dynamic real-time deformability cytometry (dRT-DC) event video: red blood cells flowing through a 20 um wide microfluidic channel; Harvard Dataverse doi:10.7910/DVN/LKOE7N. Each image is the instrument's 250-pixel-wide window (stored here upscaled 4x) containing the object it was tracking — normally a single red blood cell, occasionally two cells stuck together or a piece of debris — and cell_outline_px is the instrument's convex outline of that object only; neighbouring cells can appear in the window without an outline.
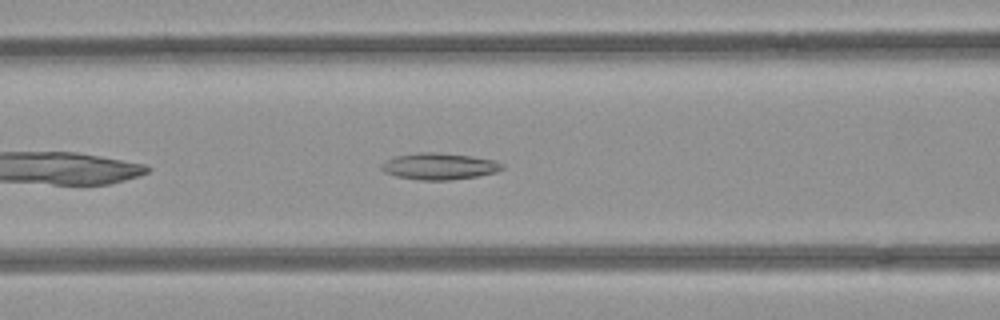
{"species": "common noctule bat (a hibernating species)", "species_latin": "Nyctalus noctula", "temperature_condition": "room temperature", "stored_images_in_passage": 42, "camera_frame_rate_fps": 3000, "um_per_image_px": 0.085, "animal": {"sex": "female", "body_mass_g": 21.9}, "frame": {"image": 1, "passage_image": 10, "time_ms": 3.0, "image_size_px": [1000, 320], "cell_outline_px": [[504, 168], [496, 172], [476, 176], [448, 180], [420, 180], [396, 176], [384, 172], [380, 168], [388, 160], [396, 156], [420, 152], [436, 152], [472, 156], [496, 160], [504, 164]], "centroid_in_image_um": [37.38, 14.13], "position_along_channel_um": 129.2, "area_um2": 18.55}}
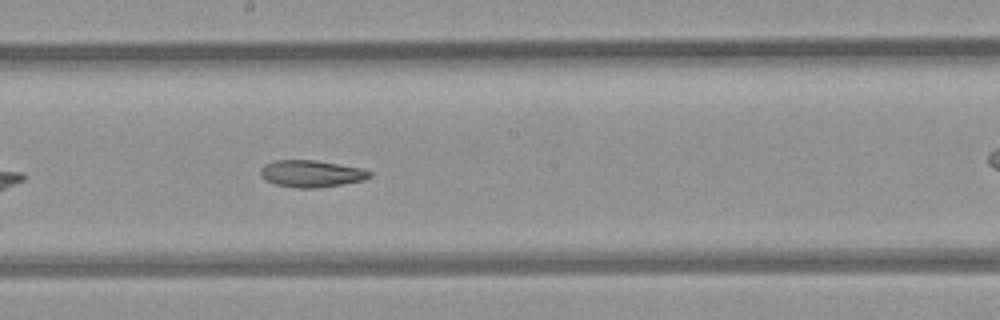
{"frame": {"image": 2, "passage_image": 17, "time_ms": 5.333, "image_size_px": [1000, 320], "cell_outline_px": [[372, 176], [364, 180], [316, 188], [300, 188], [276, 184], [264, 180], [260, 176], [260, 168], [264, 164], [276, 160], [316, 160], [360, 168], [372, 172]], "centroid_in_image_um": [26.43, 14.75], "position_along_channel_um": 221.8, "area_um2": 17.05}}
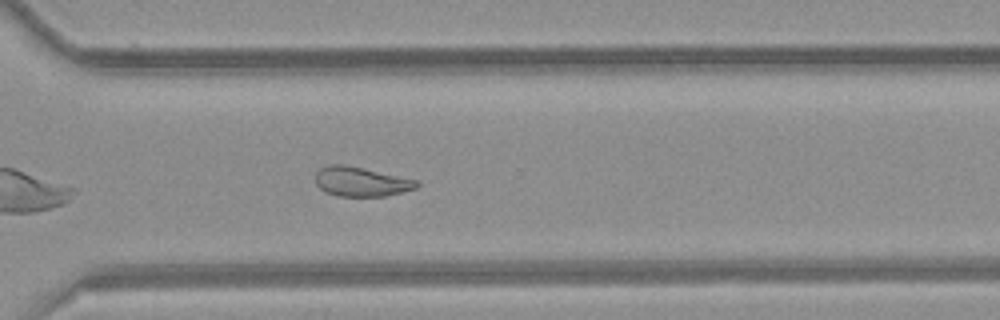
{"frame": {"image": 3, "passage_image": 26, "time_ms": 8.333, "image_size_px": [1000, 320], "cell_outline_px": [[420, 184], [416, 188], [384, 196], [336, 196], [324, 192], [316, 184], [316, 172], [320, 168], [328, 164], [344, 164], [420, 180]], "centroid_in_image_um": [30.68, 15.43], "position_along_channel_um": 339.9, "area_um2": 17.51}, "authors_computed_cell_mechanics": {"area_um2": 18.7272, "velocity_mm_per_s": 3.9593, "shape_relaxation_time_tau1_ms": null, "shape_relaxation_time_tau2_ms": 8.5988, "deformation_change_tau1": null, "deformation_change_tau2": 0.1759}}